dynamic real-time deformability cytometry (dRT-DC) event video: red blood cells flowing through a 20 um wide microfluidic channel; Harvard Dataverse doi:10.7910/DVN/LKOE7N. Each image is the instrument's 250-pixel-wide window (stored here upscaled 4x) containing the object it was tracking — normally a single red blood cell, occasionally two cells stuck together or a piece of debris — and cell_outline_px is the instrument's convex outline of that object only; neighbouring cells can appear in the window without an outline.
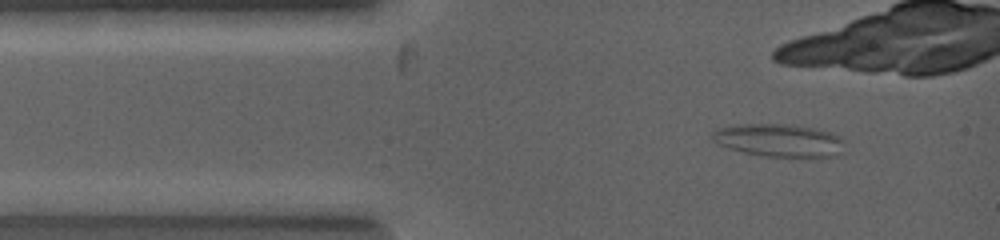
{"species": "common noctule bat (a hibernating species)", "species_latin": "Nyctalus noctula", "temperature_condition": "warm", "stored_images_in_passage": 8, "camera_frame_rate_fps": 5000, "um_per_image_px": 0.085, "animal": {"sex": "female", "body_mass_g": 19.0, "forearm_length_mm": 53.3}, "frame": {"image": 1, "passage_image": 3, "time_ms": 0.8, "image_size_px": [1000, 240], "cell_outline_px": [[844, 140], [836, 156], [764, 156], [744, 152], [728, 148], [716, 144], [708, 136], [716, 128], [736, 124], [796, 124], [832, 132], [840, 136]], "centroid_in_image_um": [66.13, 11.9], "position_along_channel_um": 18.9, "area_um2": 25.43}}